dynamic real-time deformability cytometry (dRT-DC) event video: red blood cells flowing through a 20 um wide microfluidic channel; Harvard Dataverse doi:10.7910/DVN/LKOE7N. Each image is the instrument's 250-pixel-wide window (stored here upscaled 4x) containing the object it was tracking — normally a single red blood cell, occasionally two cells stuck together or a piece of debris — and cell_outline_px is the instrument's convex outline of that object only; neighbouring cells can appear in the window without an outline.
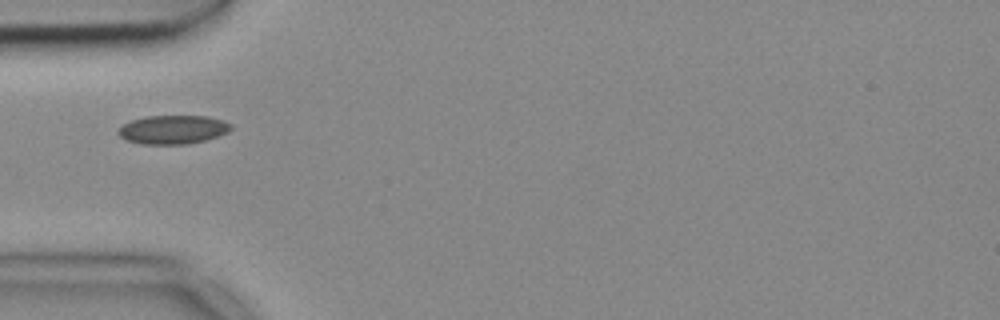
{"species": "common noctule bat (a hibernating species)", "species_latin": "Nyctalus noctula", "temperature_condition": "cold", "stored_images_in_passage": 24, "camera_frame_rate_fps": 3000, "um_per_image_px": 0.085, "animal": {"sex": "female", "body_mass_g": 18.4}, "frame": {"image": 1, "passage_image": 1, "time_ms": 0.0, "image_size_px": [1000, 320], "cell_outline_px": [[232, 128], [228, 132], [204, 140], [188, 144], [140, 144], [124, 140], [116, 132], [124, 124], [132, 120], [144, 116], [208, 116], [224, 120], [232, 124]], "centroid_in_image_um": [14.69, 11.01], "position_along_channel_um": 70.3, "area_um2": 18.96}}